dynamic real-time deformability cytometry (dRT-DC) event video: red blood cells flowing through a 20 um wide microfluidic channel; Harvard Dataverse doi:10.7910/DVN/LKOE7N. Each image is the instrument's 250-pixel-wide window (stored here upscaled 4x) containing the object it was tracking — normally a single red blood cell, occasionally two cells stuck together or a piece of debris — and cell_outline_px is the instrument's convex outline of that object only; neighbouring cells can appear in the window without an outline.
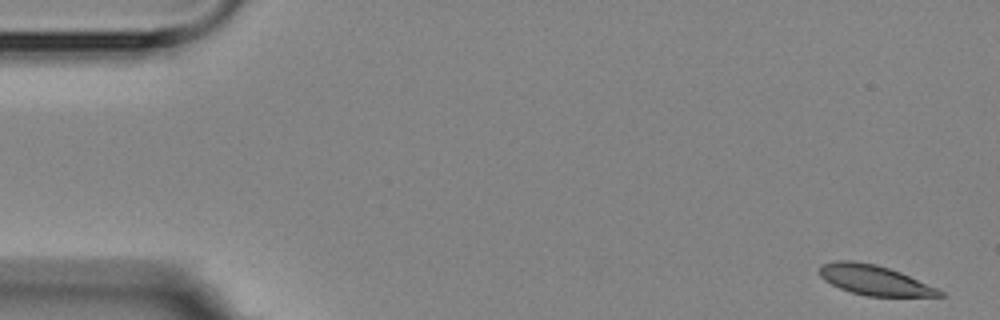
{"species": "Egyptian fruit bat (a non-hibernating species)", "species_latin": "Rousettus aegyptiacus", "temperature_condition": "room temperature", "stored_images_in_passage": 4, "camera_frame_rate_fps": 3000, "um_per_image_px": 0.085, "animal": {"sex": "female"}, "frame": {"image": 1, "passage_image": 1, "time_ms": 0.0, "image_size_px": [1000, 320], "cell_outline_px": [[944, 296], [868, 296], [852, 292], [840, 288], [824, 280], [820, 276], [820, 268], [824, 264], [836, 260], [852, 260], [876, 264], [900, 272], [936, 288], [944, 292]], "centroid_in_image_um": [74.31, 23.8], "position_along_channel_um": 10.7, "area_um2": 20.58}}
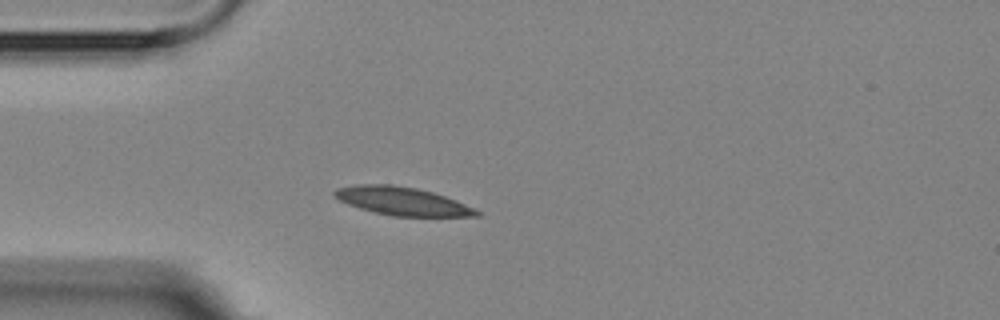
{"frame": {"image": 2, "passage_image": 4, "time_ms": 4.333, "image_size_px": [1000, 320], "cell_outline_px": [[480, 216], [392, 216], [360, 208], [348, 204], [340, 200], [332, 192], [336, 188], [356, 184], [392, 184], [416, 188], [432, 192], [456, 200], [480, 212]], "centroid_in_image_um": [34.16, 17.08], "position_along_channel_um": 50.8, "area_um2": 23.06}}